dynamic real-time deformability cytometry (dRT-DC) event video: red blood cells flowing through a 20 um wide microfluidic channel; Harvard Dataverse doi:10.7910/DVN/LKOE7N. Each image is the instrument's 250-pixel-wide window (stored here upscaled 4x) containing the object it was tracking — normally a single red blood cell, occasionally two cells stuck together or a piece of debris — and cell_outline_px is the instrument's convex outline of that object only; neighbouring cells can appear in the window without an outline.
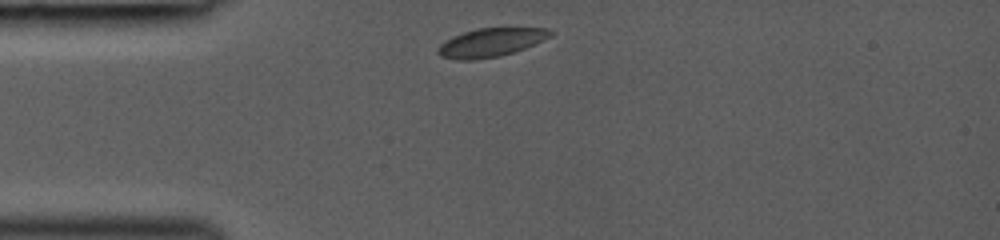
{"species": "common noctule bat (a hibernating species)", "species_latin": "Nyctalus noctula", "temperature_condition": "room temperature", "stored_images_in_passage": 39, "camera_frame_rate_fps": 3000, "um_per_image_px": 0.085, "animal": {"sex": "female", "body_mass_g": 19.0, "forearm_length_mm": 53.3}, "frame": {"image": 1, "passage_image": 1, "time_ms": 0.0, "image_size_px": [1000, 240], "cell_outline_px": [[552, 36], [524, 48], [500, 56], [476, 60], [456, 60], [440, 56], [436, 52], [436, 48], [444, 40], [452, 36], [476, 28], [548, 28], [552, 32]], "centroid_in_image_um": [41.65, 3.62], "position_along_channel_um": 43.3, "area_um2": 18.79}}
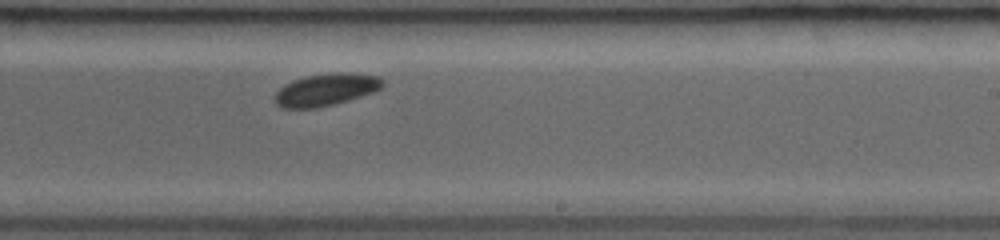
{"frame": {"image": 2, "passage_image": 23, "time_ms": 5.667, "image_size_px": [1000, 240], "cell_outline_px": [[384, 84], [380, 88], [372, 92], [348, 100], [316, 108], [280, 108], [276, 104], [276, 92], [284, 84], [292, 80], [308, 76], [344, 72], [380, 76], [384, 80]], "centroid_in_image_um": [27.7, 7.62], "position_along_channel_um": 261.3, "area_um2": 19.94}}
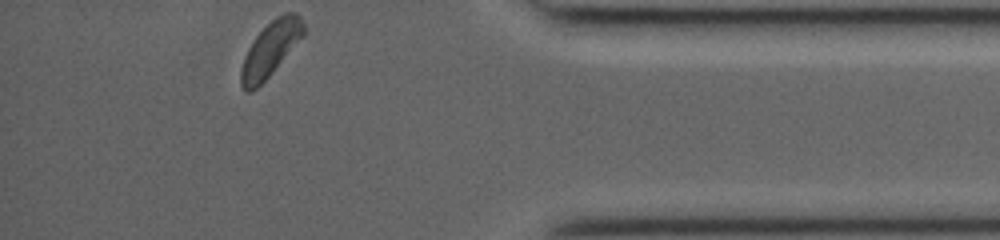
{"frame": {"image": 3, "passage_image": 38, "time_ms": 9.667, "image_size_px": [1000, 240], "cell_outline_px": [[304, 36], [272, 72], [256, 88], [248, 92], [244, 92], [240, 84], [240, 72], [244, 56], [248, 48], [256, 36], [276, 16], [284, 12], [296, 12], [300, 16], [304, 24]], "centroid_in_image_um": [22.99, 4.16], "position_along_channel_um": 412.2, "area_um2": 19.77}}